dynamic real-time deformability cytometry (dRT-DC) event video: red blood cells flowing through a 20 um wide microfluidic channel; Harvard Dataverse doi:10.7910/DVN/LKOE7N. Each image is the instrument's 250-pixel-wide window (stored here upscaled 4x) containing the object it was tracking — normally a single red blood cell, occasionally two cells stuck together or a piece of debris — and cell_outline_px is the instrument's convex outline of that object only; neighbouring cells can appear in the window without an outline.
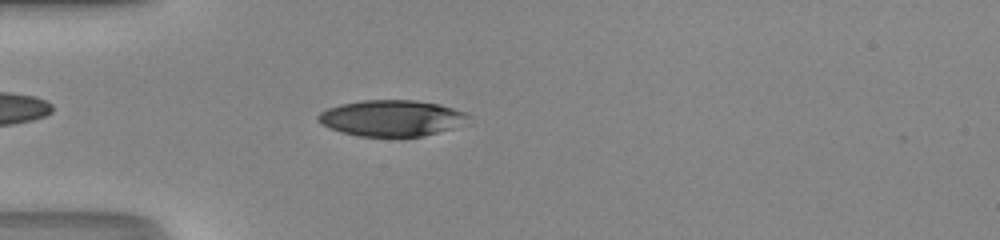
{"species": "human", "species_latin": "Homo sapiens", "temperature_condition": "room temperature", "stored_images_in_passage": 35, "camera_frame_rate_fps": 3000, "um_per_image_px": 0.085, "donor": {"sex": "male"}, "frame": {"image": 1, "passage_image": 4, "time_ms": 1.0, "image_size_px": [1000, 240], "cell_outline_px": [[472, 116], [452, 128], [424, 136], [356, 136], [340, 132], [316, 120], [316, 116], [320, 112], [328, 108], [340, 104], [364, 100], [416, 100], [440, 104], [468, 112]], "centroid_in_image_um": [33.29, 10.03], "position_along_channel_um": 51.7, "area_um2": 31.56}}
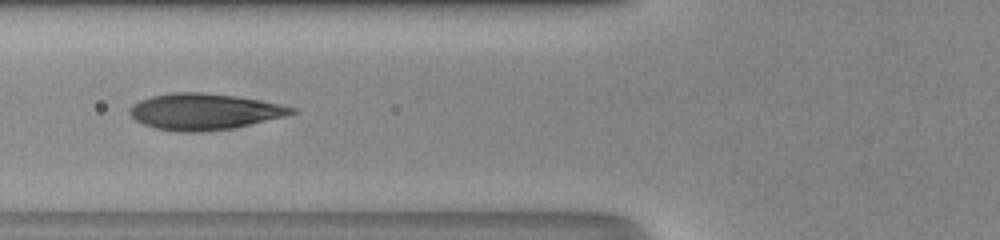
{"frame": {"image": 2, "passage_image": 9, "time_ms": 2.667, "image_size_px": [1000, 240], "cell_outline_px": [[296, 112], [284, 116], [232, 128], [200, 132], [180, 132], [156, 128], [144, 124], [136, 120], [128, 112], [132, 104], [140, 100], [152, 96], [172, 92], [200, 92], [236, 96], [260, 100], [280, 104], [296, 108]], "centroid_in_image_um": [17.33, 9.48], "position_along_channel_um": 108.5, "area_um2": 33.93}}
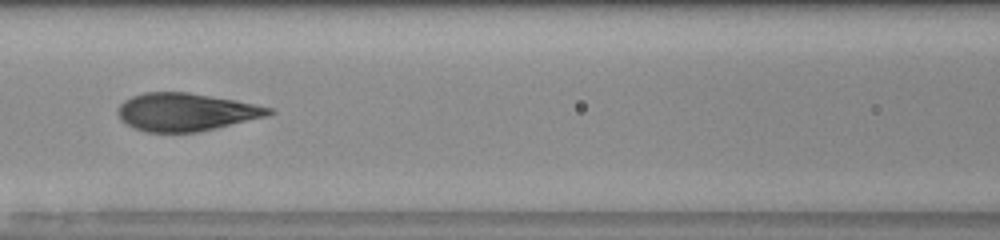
{"frame": {"image": 3, "passage_image": 12, "time_ms": 3.667, "image_size_px": [1000, 240], "cell_outline_px": [[276, 112], [264, 116], [200, 132], [144, 132], [132, 128], [120, 120], [116, 112], [120, 104], [124, 100], [132, 96], [144, 92], [188, 92], [236, 100], [272, 108]], "centroid_in_image_um": [15.74, 9.52], "position_along_channel_um": 150.9, "area_um2": 33.35}, "authors_computed_cell_mechanics": {"area_um2": 33.7552, "velocity_mm_per_s": 4.2379, "shape_relaxation_time_tau1_ms": 4.1578, "shape_relaxation_time_tau2_ms": 0.6482, "deformation_change_tau1": 0.2152, "deformation_change_tau2": 0.0697}}